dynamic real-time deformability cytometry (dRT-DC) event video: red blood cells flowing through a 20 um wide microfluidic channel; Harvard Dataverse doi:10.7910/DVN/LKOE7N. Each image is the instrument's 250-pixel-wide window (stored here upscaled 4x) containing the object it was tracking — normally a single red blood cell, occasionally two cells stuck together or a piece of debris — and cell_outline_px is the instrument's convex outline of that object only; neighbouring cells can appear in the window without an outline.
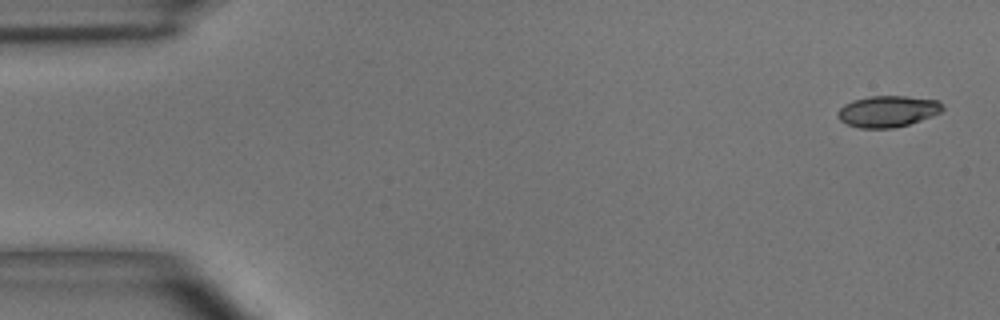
{"species": "common noctule bat (a hibernating species)", "species_latin": "Nyctalus noctula", "temperature_condition": "room temperature", "stored_images_in_passage": 6, "camera_frame_rate_fps": 3000, "um_per_image_px": 0.085, "animal": {"sex": "male", "body_mass_g": 15.6}, "frame": {"image": 1, "passage_image": 1, "time_ms": 0.0, "image_size_px": [1000, 320], "cell_outline_px": [[944, 108], [940, 112], [920, 120], [908, 124], [892, 128], [860, 128], [848, 124], [840, 120], [836, 116], [836, 112], [844, 104], [852, 100], [872, 96], [904, 96], [936, 100]], "centroid_in_image_um": [75.39, 9.46], "position_along_channel_um": 9.6, "area_um2": 18.9}}
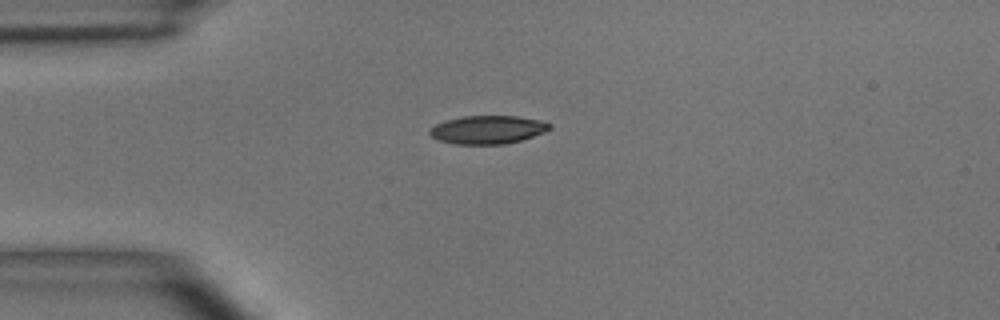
{"frame": {"image": 2, "passage_image": 4, "time_ms": 3.667, "image_size_px": [1000, 320], "cell_outline_px": [[552, 128], [544, 132], [520, 140], [504, 144], [456, 144], [440, 140], [432, 136], [428, 132], [436, 124], [448, 120], [464, 116], [516, 116], [544, 120], [552, 124]], "centroid_in_image_um": [41.51, 11.01], "position_along_channel_um": 43.5, "area_um2": 19.59}}
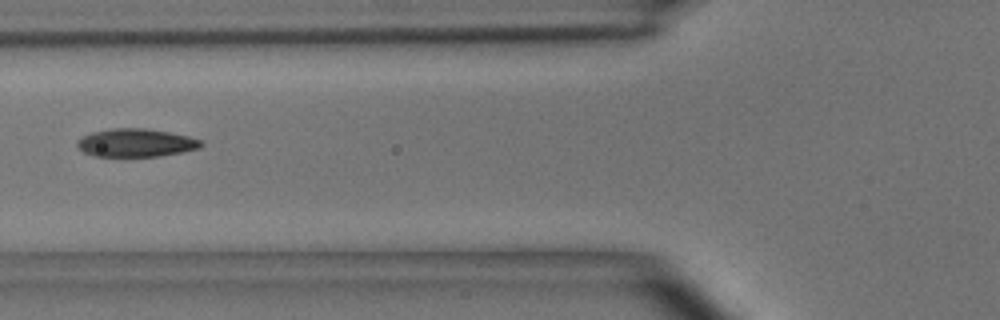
{"frame": {"image": 3, "passage_image": 6, "time_ms": 6.0, "image_size_px": [1000, 320], "cell_outline_px": [[204, 144], [200, 148], [160, 156], [92, 156], [84, 152], [76, 144], [76, 140], [92, 132], [112, 128], [144, 128], [168, 132], [188, 136], [200, 140]], "centroid_in_image_um": [11.54, 12.13], "position_along_channel_um": 114.3, "area_um2": 20.17}}